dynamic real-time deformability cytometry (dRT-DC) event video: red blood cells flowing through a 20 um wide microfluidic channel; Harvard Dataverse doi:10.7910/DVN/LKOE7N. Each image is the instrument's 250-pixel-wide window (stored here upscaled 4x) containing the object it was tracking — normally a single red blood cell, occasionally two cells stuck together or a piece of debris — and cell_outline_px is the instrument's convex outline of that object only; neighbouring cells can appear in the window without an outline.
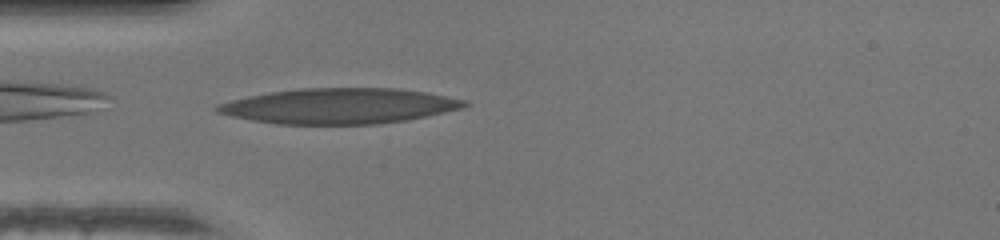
{"species": "human", "species_latin": "Homo sapiens", "temperature_condition": "warm", "stored_images_in_passage": 23, "camera_frame_rate_fps": 3000, "um_per_image_px": 0.085, "donor": {"sex": "female"}, "frame": {"image": 1, "passage_image": 1, "time_ms": 0.0, "image_size_px": [1000, 240], "cell_outline_px": [[472, 104], [460, 108], [444, 112], [408, 120], [376, 124], [276, 124], [252, 120], [232, 116], [216, 112], [212, 108], [216, 104], [232, 100], [272, 92], [300, 88], [400, 88], [428, 92], [468, 100]], "centroid_in_image_um": [28.89, 9.01], "position_along_channel_um": 56.1, "area_um2": 51.15}}
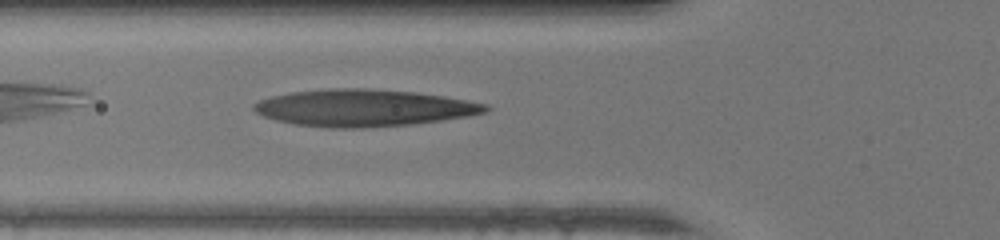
{"frame": {"image": 2, "passage_image": 4, "time_ms": 1.0, "image_size_px": [1000, 240], "cell_outline_px": [[492, 108], [484, 112], [468, 116], [412, 124], [364, 128], [332, 128], [296, 124], [276, 120], [264, 116], [256, 112], [252, 108], [252, 104], [260, 100], [272, 96], [292, 92], [324, 88], [368, 88], [416, 92], [444, 96], [468, 100], [488, 104]], "centroid_in_image_um": [30.92, 9.16], "position_along_channel_um": 94.9, "area_um2": 50.0}}
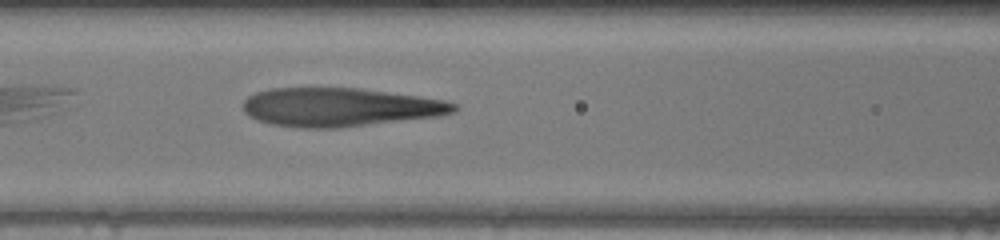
{"frame": {"image": 3, "passage_image": 7, "time_ms": 2.0, "image_size_px": [1000, 240], "cell_outline_px": [[456, 108], [452, 112], [440, 116], [340, 128], [300, 128], [272, 124], [256, 120], [244, 112], [244, 100], [248, 96], [256, 92], [268, 88], [360, 88], [420, 96], [444, 100], [456, 104]], "centroid_in_image_um": [28.86, 9.11], "position_along_channel_um": 137.7, "area_um2": 47.57}}